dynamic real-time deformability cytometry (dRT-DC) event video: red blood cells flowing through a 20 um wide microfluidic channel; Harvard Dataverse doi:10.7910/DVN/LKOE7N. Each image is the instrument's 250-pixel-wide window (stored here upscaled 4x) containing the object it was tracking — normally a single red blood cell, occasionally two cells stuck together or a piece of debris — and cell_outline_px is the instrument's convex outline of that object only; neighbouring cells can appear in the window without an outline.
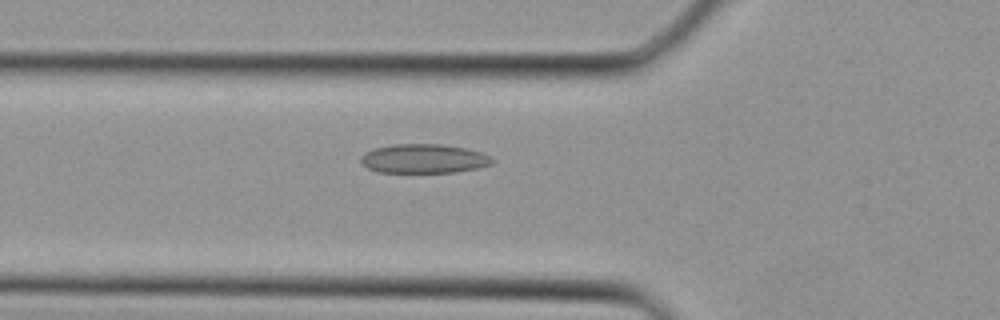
{"species": "Egyptian fruit bat (a non-hibernating species)", "species_latin": "Rousettus aegyptiacus", "temperature_condition": "cold", "stored_images_in_passage": 36, "camera_frame_rate_fps": 3000, "um_per_image_px": 0.085, "animal": {"sex": "female"}, "frame": {"image": 1, "passage_image": 13, "time_ms": 4.0, "image_size_px": [1000, 320], "cell_outline_px": [[496, 160], [492, 164], [476, 168], [456, 172], [376, 172], [368, 168], [360, 160], [360, 156], [364, 152], [372, 148], [396, 144], [440, 144], [464, 148], [480, 152], [492, 156]], "centroid_in_image_um": [36.02, 13.48], "position_along_channel_um": 89.8, "area_um2": 22.37}}
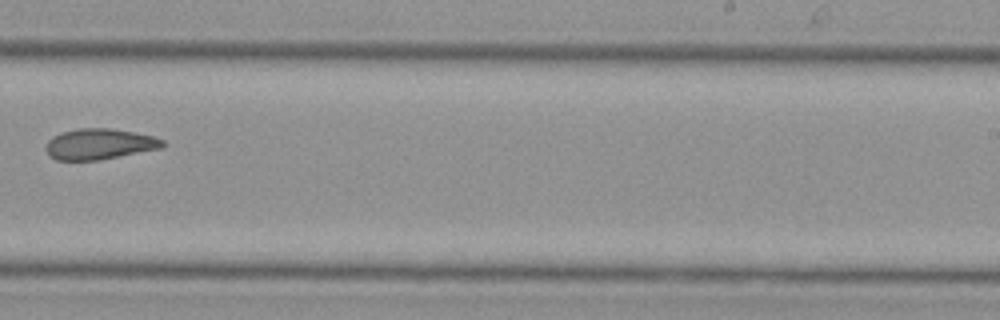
{"frame": {"image": 2, "passage_image": 23, "time_ms": 7.333, "image_size_px": [1000, 320], "cell_outline_px": [[164, 144], [160, 148], [100, 160], [56, 160], [48, 156], [44, 148], [48, 140], [52, 136], [60, 132], [76, 128], [108, 128], [136, 132], [152, 136], [164, 140]], "centroid_in_image_um": [8.38, 12.24], "position_along_channel_um": 280.6, "area_um2": 21.1}}
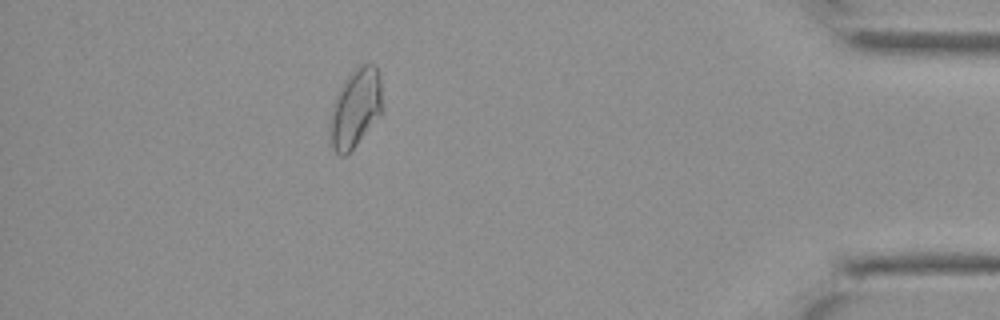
{"frame": {"image": 3, "passage_image": 32, "time_ms": 10.333, "image_size_px": [1000, 320], "cell_outline_px": [[384, 108], [356, 144], [344, 156], [340, 156], [332, 148], [328, 128], [332, 104], [340, 88], [356, 64], [376, 64], [380, 76]], "centroid_in_image_um": [30.21, 9.14], "position_along_channel_um": 405.0, "area_um2": 24.16}}